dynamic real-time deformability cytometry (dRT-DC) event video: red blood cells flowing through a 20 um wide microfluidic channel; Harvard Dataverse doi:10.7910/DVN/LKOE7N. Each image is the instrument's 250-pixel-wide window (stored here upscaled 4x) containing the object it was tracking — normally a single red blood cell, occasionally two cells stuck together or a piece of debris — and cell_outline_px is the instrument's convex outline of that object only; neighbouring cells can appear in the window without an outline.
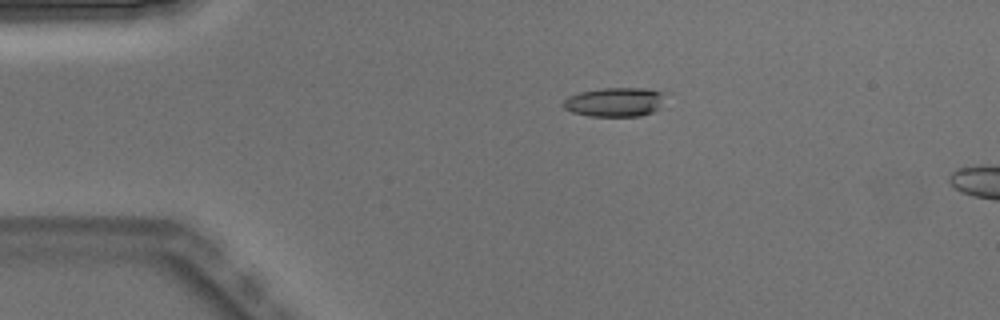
{"species": "Egyptian fruit bat (a non-hibernating species)", "species_latin": "Rousettus aegyptiacus", "temperature_condition": "warm", "stored_images_in_passage": 4, "camera_frame_rate_fps": 3000, "um_per_image_px": 0.085, "animal": {"sex": "male"}, "frame": {"image": 1, "passage_image": 3, "time_ms": 0.667, "image_size_px": [1000, 320], "cell_outline_px": [[668, 92], [660, 108], [652, 112], [640, 116], [588, 116], [572, 112], [564, 108], [560, 104], [568, 96], [580, 92], [600, 88], [648, 88]], "centroid_in_image_um": [52.3, 8.66], "position_along_channel_um": 32.7, "area_um2": 17.74}}